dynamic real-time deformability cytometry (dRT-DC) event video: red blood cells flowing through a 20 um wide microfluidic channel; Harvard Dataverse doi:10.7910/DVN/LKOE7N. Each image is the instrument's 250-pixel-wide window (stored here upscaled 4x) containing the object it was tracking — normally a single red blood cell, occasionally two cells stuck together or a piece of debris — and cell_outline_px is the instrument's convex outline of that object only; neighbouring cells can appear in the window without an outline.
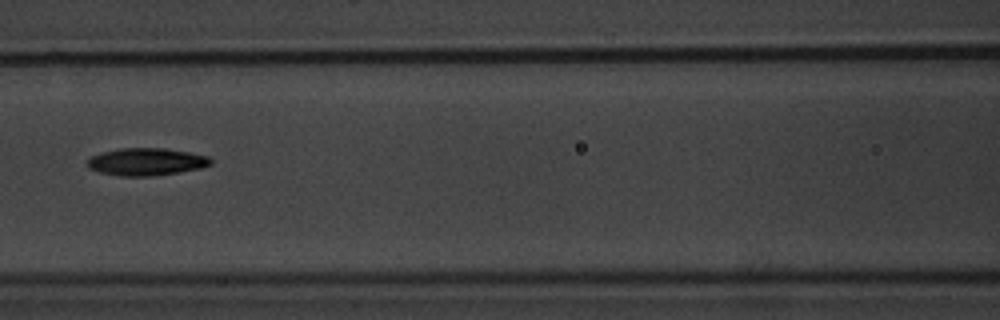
{"species": "common noctule bat (a hibernating species)", "species_latin": "Nyctalus noctula", "temperature_condition": "warm", "stored_images_in_passage": 11, "camera_frame_rate_fps": 3000, "um_per_image_px": 0.085, "animal": {"sex": "male", "body_mass_g": 20.1, "forearm_length_mm": 53.5}, "frame": {"image": 1, "passage_image": 8, "time_ms": 8.333, "image_size_px": [1000, 320], "cell_outline_px": [[212, 164], [200, 168], [180, 172], [152, 176], [120, 176], [100, 172], [88, 168], [88, 160], [92, 156], [104, 152], [120, 148], [164, 148], [188, 152], [208, 156], [212, 160]], "centroid_in_image_um": [12.46, 13.75], "position_along_channel_um": 154.1, "area_um2": 19.59}}